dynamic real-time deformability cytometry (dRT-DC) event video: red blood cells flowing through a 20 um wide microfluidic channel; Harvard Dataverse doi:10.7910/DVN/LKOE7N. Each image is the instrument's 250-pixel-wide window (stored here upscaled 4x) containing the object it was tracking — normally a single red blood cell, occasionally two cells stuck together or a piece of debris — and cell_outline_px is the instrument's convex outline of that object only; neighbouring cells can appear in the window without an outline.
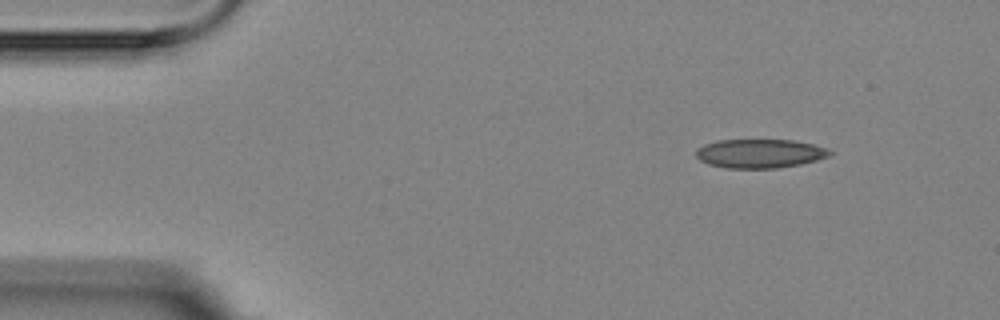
{"species": "Egyptian fruit bat (a non-hibernating species)", "species_latin": "Rousettus aegyptiacus", "temperature_condition": "room temperature", "stored_images_in_passage": 3, "camera_frame_rate_fps": 3000, "um_per_image_px": 0.085, "animal": {"sex": "female"}, "frame": {"image": 1, "passage_image": 1, "time_ms": 0.0, "image_size_px": [1000, 320], "cell_outline_px": [[836, 152], [832, 156], [800, 164], [776, 168], [728, 168], [708, 164], [700, 160], [696, 156], [696, 148], [704, 144], [716, 140], [792, 140], [812, 144], [828, 148]], "centroid_in_image_um": [64.61, 13.04], "position_along_channel_um": 20.4, "area_um2": 22.72}}